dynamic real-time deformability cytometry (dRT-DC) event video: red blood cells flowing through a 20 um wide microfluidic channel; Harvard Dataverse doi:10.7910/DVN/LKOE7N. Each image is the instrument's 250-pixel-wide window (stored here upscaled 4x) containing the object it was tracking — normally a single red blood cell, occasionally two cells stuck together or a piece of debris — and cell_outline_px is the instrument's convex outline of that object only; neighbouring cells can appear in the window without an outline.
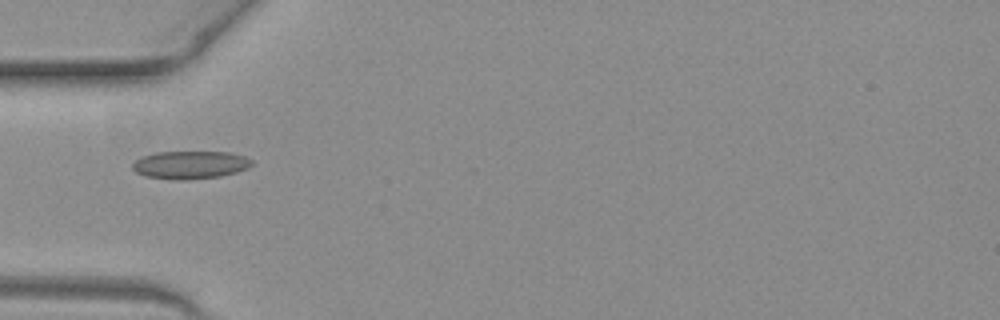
{"species": "common noctule bat (a hibernating species)", "species_latin": "Nyctalus noctula", "temperature_condition": "warm", "stored_images_in_passage": 30, "camera_frame_rate_fps": 3000, "um_per_image_px": 0.085, "animal": {"sex": "female", "body_mass_g": 19.3, "forearm_length_mm": 54.1}, "frame": {"image": 1, "passage_image": 3, "time_ms": 0.667, "image_size_px": [1000, 320], "cell_outline_px": [[252, 164], [248, 168], [236, 172], [220, 176], [188, 180], [176, 180], [144, 176], [136, 172], [132, 168], [132, 164], [140, 156], [156, 152], [228, 152], [244, 156], [252, 160]], "centroid_in_image_um": [16.14, 14.01], "position_along_channel_um": 68.9, "area_um2": 19.48}}
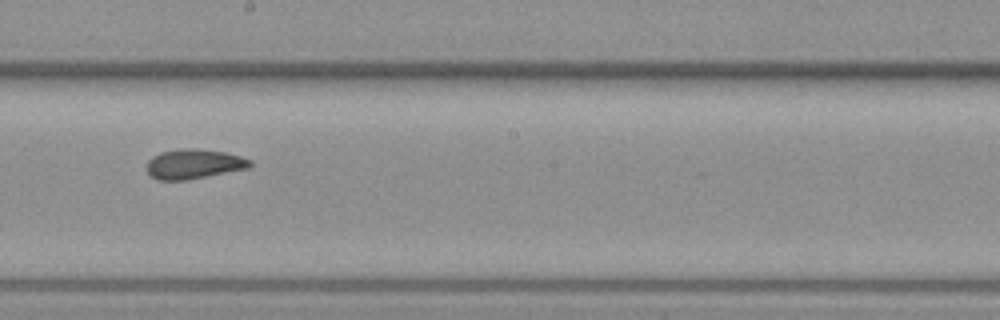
{"frame": {"image": 2, "passage_image": 15, "time_ms": 4.667, "image_size_px": [1000, 320], "cell_outline_px": [[252, 164], [248, 168], [184, 180], [156, 180], [148, 172], [148, 160], [152, 156], [160, 152], [180, 148], [196, 148], [224, 152], [240, 156], [252, 160]], "centroid_in_image_um": [16.46, 13.92], "position_along_channel_um": 231.7, "area_um2": 17.74}}
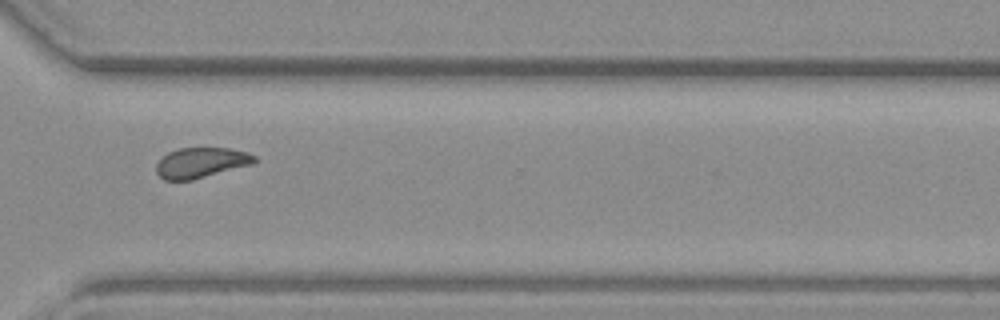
{"frame": {"image": 3, "passage_image": 24, "time_ms": 7.667, "image_size_px": [1000, 320], "cell_outline_px": [[256, 160], [252, 164], [192, 180], [164, 180], [156, 172], [156, 164], [168, 152], [180, 148], [232, 148], [248, 152], [256, 156]], "centroid_in_image_um": [17.1, 13.82], "position_along_channel_um": 353.5, "area_um2": 17.28}, "authors_computed_cell_mechanics": {"area_um2": 17.8891, "velocity_mm_per_s": 4.0596, "shape_relaxation_time_tau1_ms": null, "shape_relaxation_time_tau2_ms": 1.5776, "deformation_change_tau1": null, "deformation_change_tau2": 0.0517}}